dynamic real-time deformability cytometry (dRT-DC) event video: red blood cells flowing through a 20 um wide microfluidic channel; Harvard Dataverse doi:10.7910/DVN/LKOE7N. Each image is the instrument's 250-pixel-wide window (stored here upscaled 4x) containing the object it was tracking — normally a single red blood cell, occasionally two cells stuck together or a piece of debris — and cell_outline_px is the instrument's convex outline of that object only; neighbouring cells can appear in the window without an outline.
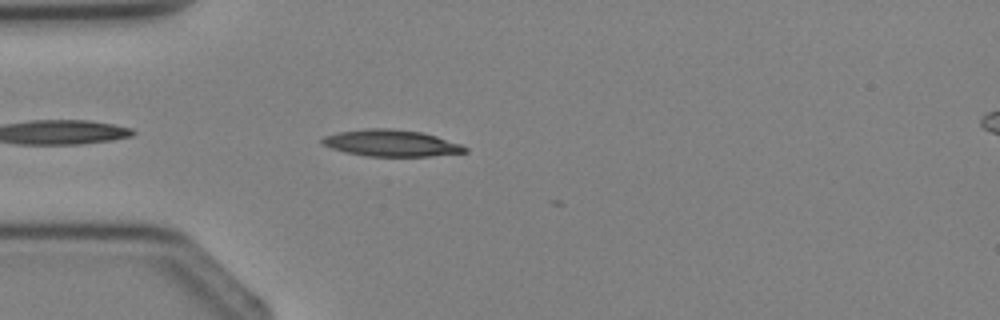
{"species": "Egyptian fruit bat (a non-hibernating species)", "species_latin": "Rousettus aegyptiacus", "temperature_condition": "cold", "stored_images_in_passage": 2, "camera_frame_rate_fps": 3000, "um_per_image_px": 0.085, "animal": {"sex": "female"}, "frame": {"image": 1, "passage_image": 2, "time_ms": 1.333, "image_size_px": [1000, 320], "cell_outline_px": [[468, 152], [428, 156], [368, 156], [344, 152], [332, 148], [324, 144], [320, 140], [324, 136], [340, 132], [364, 128], [392, 128], [424, 132], [460, 144], [468, 148]], "centroid_in_image_um": [33.26, 12.15], "position_along_channel_um": 51.7, "area_um2": 22.08}}